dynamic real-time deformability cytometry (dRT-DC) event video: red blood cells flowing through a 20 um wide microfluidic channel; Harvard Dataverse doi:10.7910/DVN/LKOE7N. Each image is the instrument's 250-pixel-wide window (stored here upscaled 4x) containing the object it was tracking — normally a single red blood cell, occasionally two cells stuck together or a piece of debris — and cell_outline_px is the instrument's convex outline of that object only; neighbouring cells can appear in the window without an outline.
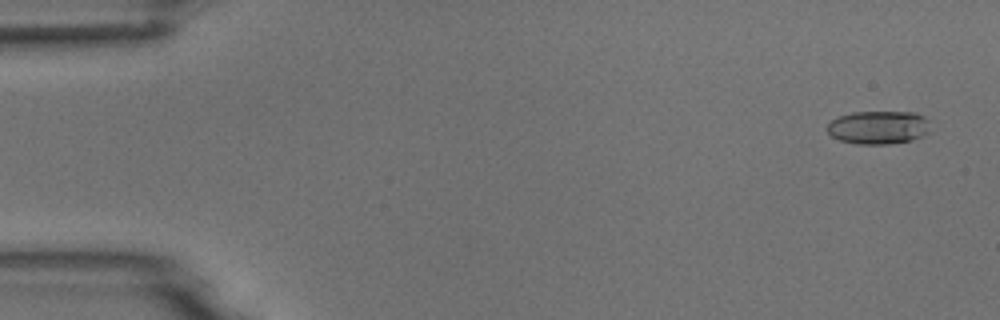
{"species": "common noctule bat (a hibernating species)", "species_latin": "Nyctalus noctula", "temperature_condition": "room temperature", "stored_images_in_passage": 7, "camera_frame_rate_fps": 3000, "um_per_image_px": 0.085, "animal": {"sex": "male", "body_mass_g": 18.8}, "frame": {"image": 1, "passage_image": 1, "time_ms": 0.0, "image_size_px": [1000, 320], "cell_outline_px": [[928, 132], [912, 140], [888, 144], [856, 144], [840, 140], [832, 136], [828, 132], [828, 124], [832, 120], [840, 116], [852, 112], [916, 112], [924, 116], [928, 120]], "centroid_in_image_um": [74.67, 10.83], "position_along_channel_um": 10.3, "area_um2": 19.88}}
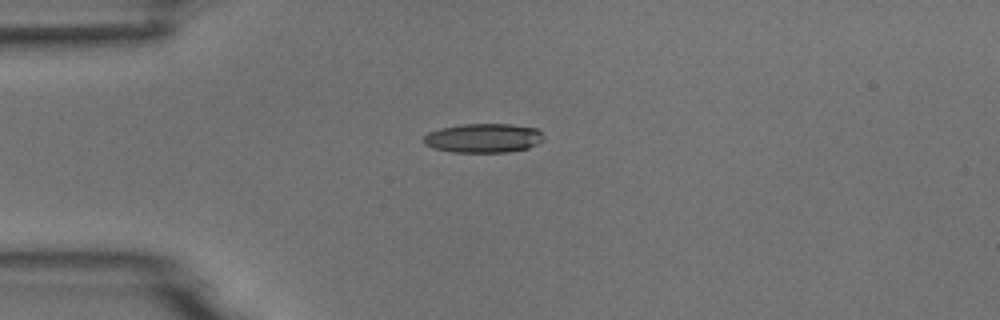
{"frame": {"image": 2, "passage_image": 4, "time_ms": 3.667, "image_size_px": [1000, 320], "cell_outline_px": [[544, 140], [528, 148], [508, 152], [452, 152], [436, 148], [424, 144], [424, 136], [428, 132], [440, 128], [460, 124], [512, 124], [536, 128], [544, 136]], "centroid_in_image_um": [41.1, 11.73], "position_along_channel_um": 43.9, "area_um2": 20.4}}